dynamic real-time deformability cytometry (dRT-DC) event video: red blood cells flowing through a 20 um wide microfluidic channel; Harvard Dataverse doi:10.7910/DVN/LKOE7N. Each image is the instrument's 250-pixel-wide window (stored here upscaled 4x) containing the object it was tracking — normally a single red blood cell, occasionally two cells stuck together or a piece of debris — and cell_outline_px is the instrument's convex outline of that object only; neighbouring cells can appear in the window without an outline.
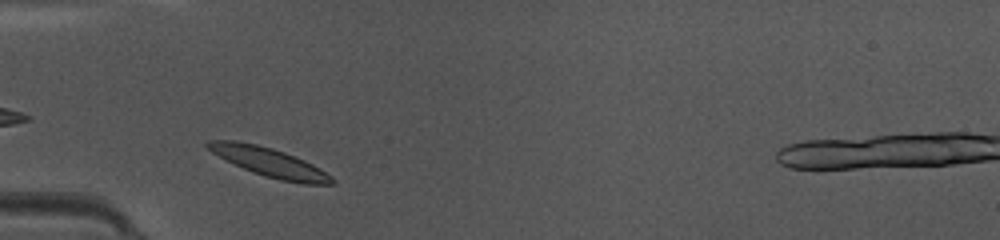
{"species": "common noctule bat (a hibernating species)", "species_latin": "Nyctalus noctula", "temperature_condition": "warm", "stored_images_in_passage": 27, "camera_frame_rate_fps": 3000, "um_per_image_px": 0.085, "animal": {"sex": "female", "body_mass_g": 10.0, "forearm_length_mm": 53.1}, "frame": {"image": 1, "passage_image": 3, "time_ms": 0.667, "image_size_px": [1000, 240], "cell_outline_px": [[336, 184], [304, 184], [280, 180], [264, 176], [244, 168], [212, 152], [204, 144], [208, 140], [236, 140], [256, 144], [272, 148], [284, 152], [304, 160], [312, 164], [332, 176], [336, 180]], "centroid_in_image_um": [22.93, 13.79], "position_along_channel_um": 62.1, "area_um2": 20.63}}
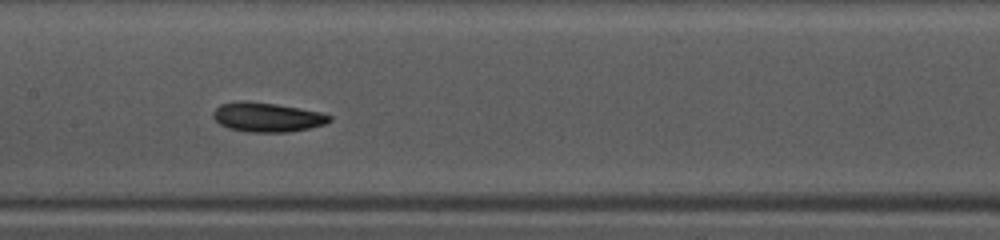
{"frame": {"image": 2, "passage_image": 12, "time_ms": 3.667, "image_size_px": [1000, 240], "cell_outline_px": [[332, 120], [324, 124], [308, 128], [288, 132], [248, 132], [228, 128], [220, 124], [212, 116], [212, 112], [220, 104], [236, 100], [248, 100], [276, 104], [320, 112], [332, 116]], "centroid_in_image_um": [22.66, 9.95], "position_along_channel_um": 184.7, "area_um2": 20.0}}
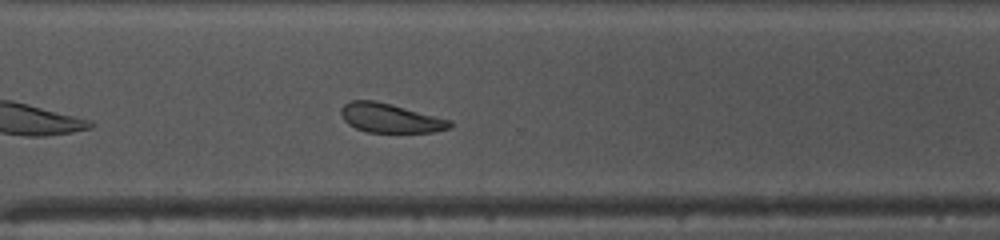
{"frame": {"image": 3, "passage_image": 23, "time_ms": 7.333, "image_size_px": [1000, 240], "cell_outline_px": [[452, 128], [432, 132], [368, 132], [356, 128], [348, 124], [344, 120], [340, 112], [340, 108], [348, 100], [372, 100], [452, 120]], "centroid_in_image_um": [33.15, 10.04], "position_along_channel_um": 337.5, "area_um2": 18.32}, "authors_computed_cell_mechanics": {"area_um2": 19.1318, "velocity_mm_per_s": 4.1885, "shape_relaxation_time_tau1_ms": 7.0906, "shape_relaxation_time_tau2_ms": 3.9259, "deformation_change_tau1": 0.2555, "deformation_change_tau2": 0.1225}}